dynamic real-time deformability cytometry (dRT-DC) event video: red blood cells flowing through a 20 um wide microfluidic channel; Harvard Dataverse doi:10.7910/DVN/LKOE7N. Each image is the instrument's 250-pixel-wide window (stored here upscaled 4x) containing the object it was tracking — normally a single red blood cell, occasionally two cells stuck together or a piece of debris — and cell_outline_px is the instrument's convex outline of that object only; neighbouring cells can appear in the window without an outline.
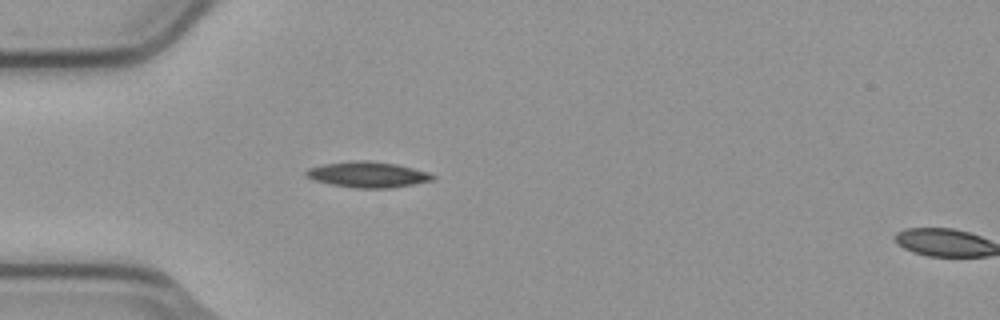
{"species": "common noctule bat (a hibernating species)", "species_latin": "Nyctalus noctula", "temperature_condition": "cold", "stored_images_in_passage": 6, "segment_of_instrument_passage": [1, 2], "camera_frame_rate_fps": 3000, "um_per_image_px": 0.085, "animal": {"sex": "male", "body_mass_g": 23.1, "forearm_length_mm": 52.7}, "frame": {"image": 1, "passage_image": 5, "time_ms": 1.333, "image_size_px": [1000, 320], "cell_outline_px": [[436, 176], [432, 180], [392, 188], [352, 188], [312, 180], [304, 176], [304, 172], [308, 168], [324, 164], [352, 160], [368, 160], [396, 164], [428, 172]], "centroid_in_image_um": [31.2, 14.83], "position_along_channel_um": 53.8, "area_um2": 19.07}}